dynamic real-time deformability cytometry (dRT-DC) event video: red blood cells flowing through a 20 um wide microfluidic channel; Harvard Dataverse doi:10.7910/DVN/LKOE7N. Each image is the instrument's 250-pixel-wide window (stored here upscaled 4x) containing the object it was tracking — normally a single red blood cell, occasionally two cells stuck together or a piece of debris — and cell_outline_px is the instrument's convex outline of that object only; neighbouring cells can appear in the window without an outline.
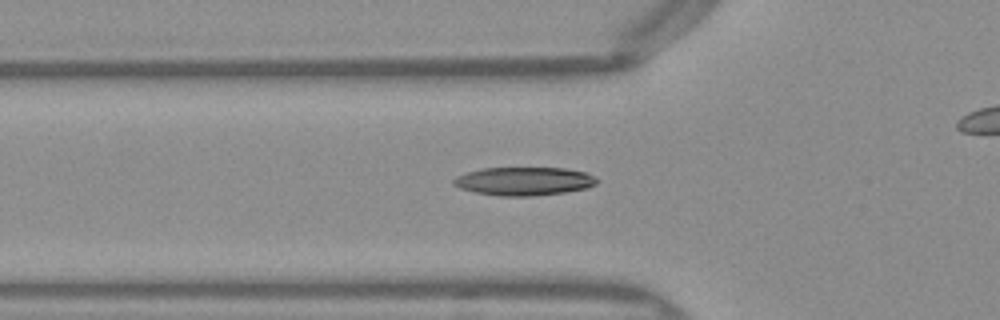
{"species": "Egyptian fruit bat (a non-hibernating species)", "species_latin": "Rousettus aegyptiacus", "temperature_condition": "warm", "stored_images_in_passage": 44, "camera_frame_rate_fps": 3000, "um_per_image_px": 0.085, "frame": {"image": 1, "passage_image": 17, "time_ms": 5.333, "image_size_px": [1000, 320], "cell_outline_px": [[600, 180], [596, 184], [584, 188], [564, 192], [536, 196], [500, 196], [476, 192], [460, 188], [452, 184], [452, 180], [456, 176], [480, 168], [564, 168], [584, 172], [596, 176]], "centroid_in_image_um": [44.54, 15.4], "position_along_channel_um": 81.3, "area_um2": 23.7}}
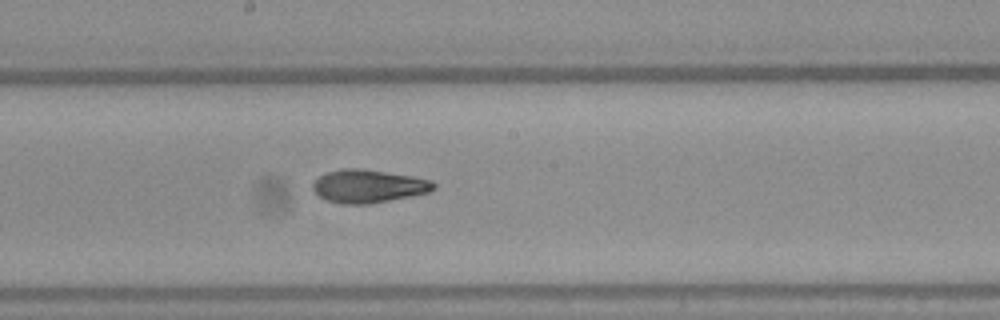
{"frame": {"image": 2, "passage_image": 27, "time_ms": 8.667, "image_size_px": [1000, 320], "cell_outline_px": [[436, 188], [428, 192], [368, 204], [340, 204], [328, 200], [320, 196], [312, 188], [312, 184], [320, 176], [328, 172], [340, 168], [360, 168], [412, 176], [432, 180], [436, 184]], "centroid_in_image_um": [31.31, 15.81], "position_along_channel_um": 216.9, "area_um2": 23.06}}
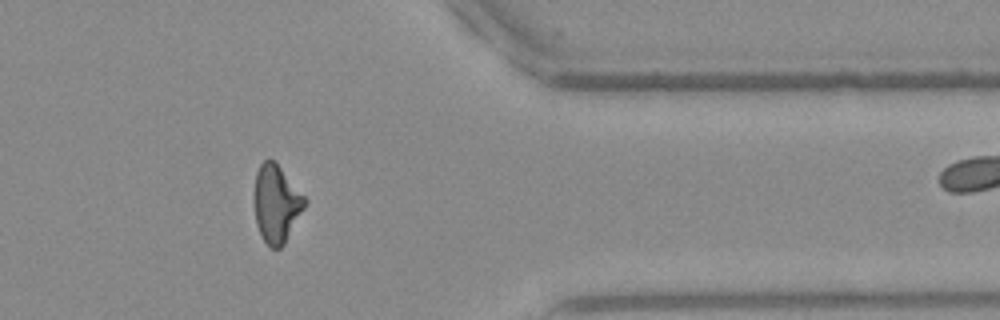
{"frame": {"image": 3, "passage_image": 41, "time_ms": 13.333, "image_size_px": [1000, 320], "cell_outline_px": [[308, 200], [304, 208], [284, 244], [280, 248], [272, 248], [264, 240], [256, 224], [256, 172], [260, 164], [264, 160], [272, 160], [280, 168]], "centroid_in_image_um": [23.51, 17.33], "position_along_channel_um": 387.9, "area_um2": 22.02}, "authors_computed_cell_mechanics": {"area_um2": 22.831, "velocity_mm_per_s": 4.0297, "shape_relaxation_time_tau1_ms": 6.9057, "shape_relaxation_time_tau2_ms": 1.4522, "deformation_change_tau1": 0.2151, "deformation_change_tau2": 0.0798}}